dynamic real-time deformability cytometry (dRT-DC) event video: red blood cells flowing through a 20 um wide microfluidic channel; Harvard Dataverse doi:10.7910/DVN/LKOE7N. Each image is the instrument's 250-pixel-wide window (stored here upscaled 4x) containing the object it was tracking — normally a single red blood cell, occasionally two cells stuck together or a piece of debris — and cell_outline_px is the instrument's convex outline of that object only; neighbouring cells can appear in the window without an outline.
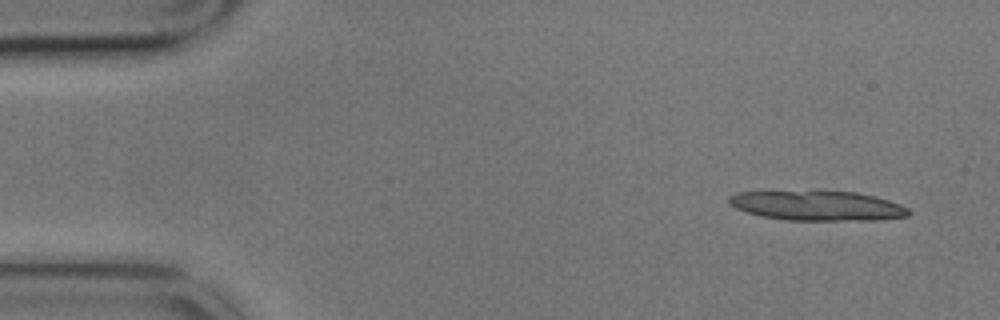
{"species": "common noctule bat (a hibernating species)", "species_latin": "Nyctalus noctula", "temperature_condition": "cold", "stored_images_in_passage": 10, "segment_of_instrument_passage": [1, 2], "camera_frame_rate_fps": 3000, "um_per_image_px": 0.085, "animal": {"sex": "male", "body_mass_g": 17.9}, "frame": {"image": 1, "passage_image": 1, "time_ms": 0.0, "image_size_px": [1000, 320], "cell_outline_px": [[912, 212], [908, 216], [880, 220], [784, 220], [760, 216], [736, 208], [728, 204], [728, 196], [736, 192], [856, 192], [876, 196], [900, 204], [908, 208]], "centroid_in_image_um": [69.5, 17.5], "position_along_channel_um": 15.5, "area_um2": 30.98}}